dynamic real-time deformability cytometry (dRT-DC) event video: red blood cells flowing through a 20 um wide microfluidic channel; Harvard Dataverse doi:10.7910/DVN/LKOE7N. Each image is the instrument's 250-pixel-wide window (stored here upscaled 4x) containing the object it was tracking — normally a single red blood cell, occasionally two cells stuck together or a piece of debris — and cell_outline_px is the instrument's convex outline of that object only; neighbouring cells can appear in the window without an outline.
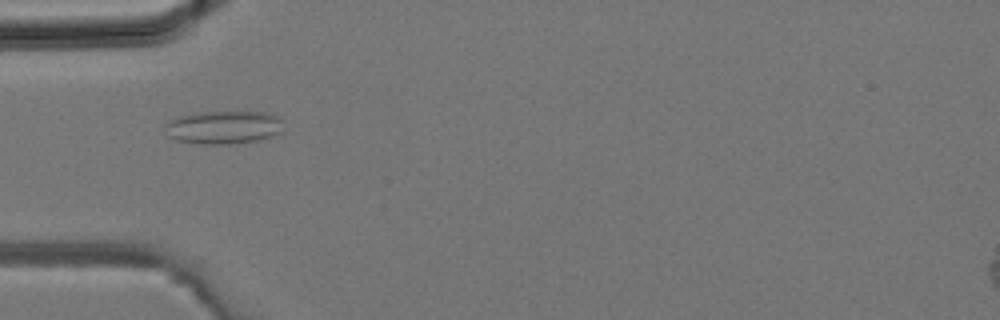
{"species": "common noctule bat (a hibernating species)", "species_latin": "Nyctalus noctula", "temperature_condition": "room temperature", "stored_images_in_passage": 23, "camera_frame_rate_fps": 3000, "um_per_image_px": 0.085, "animal": {"sex": "male", "body_mass_g": 19.2, "forearm_length_mm": 51.8}, "frame": {"image": 1, "passage_image": 1, "time_ms": 0.0, "image_size_px": [1000, 320], "cell_outline_px": [[280, 132], [272, 136], [260, 140], [228, 144], [200, 144], [176, 140], [168, 136], [164, 128], [164, 124], [168, 120], [180, 116], [196, 112], [264, 112], [276, 116], [280, 120]], "centroid_in_image_um": [18.92, 10.83], "position_along_channel_um": 66.1, "area_um2": 22.83}}
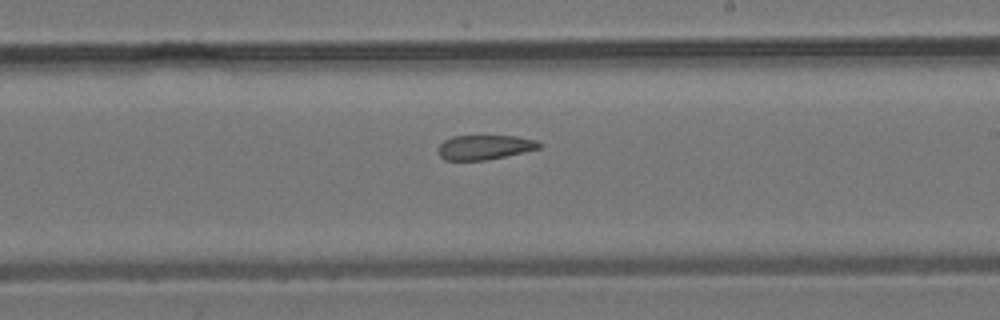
{"frame": {"image": 2, "passage_image": 11, "time_ms": 3.333, "image_size_px": [1000, 320], "cell_outline_px": [[544, 144], [540, 148], [524, 152], [484, 160], [444, 160], [436, 152], [440, 144], [444, 140], [452, 136], [516, 136], [536, 140]], "centroid_in_image_um": [41.18, 12.51], "position_along_channel_um": 247.8, "area_um2": 14.51}}
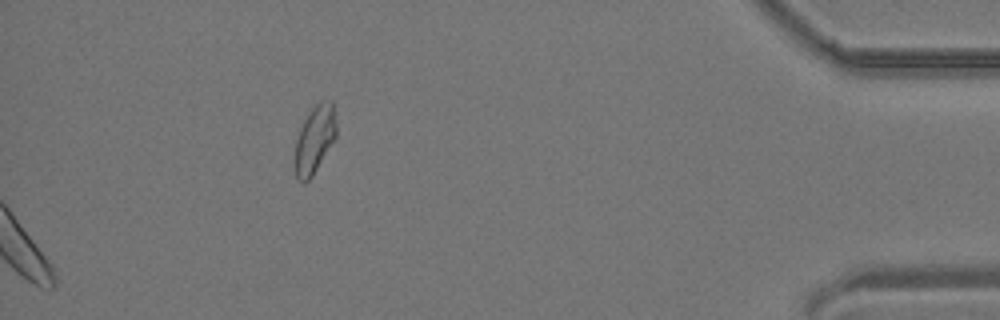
{"frame": {"image": 3, "passage_image": 23, "time_ms": 7.333, "image_size_px": [1000, 320], "cell_outline_px": [[336, 136], [312, 176], [304, 184], [296, 180], [292, 164], [292, 160], [296, 140], [300, 128], [308, 112], [320, 100], [332, 100], [336, 124]], "centroid_in_image_um": [26.68, 11.9], "position_along_channel_um": 408.5, "area_um2": 16.7}}